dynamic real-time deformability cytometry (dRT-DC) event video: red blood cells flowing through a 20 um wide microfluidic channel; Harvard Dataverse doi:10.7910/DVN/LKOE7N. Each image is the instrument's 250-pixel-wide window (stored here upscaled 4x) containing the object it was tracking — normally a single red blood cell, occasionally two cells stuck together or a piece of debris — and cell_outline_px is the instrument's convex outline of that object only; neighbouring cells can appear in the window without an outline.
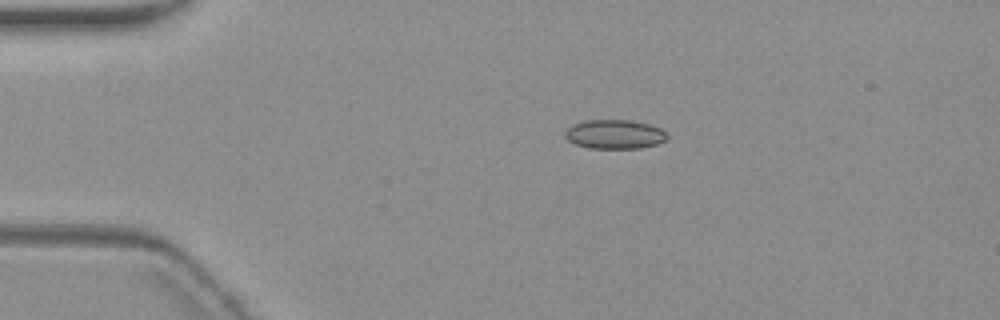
{"species": "common noctule bat (a hibernating species)", "species_latin": "Nyctalus noctula", "temperature_condition": "warm", "stored_images_in_passage": 7, "camera_frame_rate_fps": 3000, "um_per_image_px": 0.085, "animal": {"sex": "female", "body_mass_g": 19.3, "forearm_length_mm": 54.1}, "frame": {"image": 1, "passage_image": 2, "time_ms": 1.0, "image_size_px": [1000, 320], "cell_outline_px": [[668, 140], [656, 144], [640, 148], [588, 148], [576, 144], [568, 140], [564, 136], [564, 132], [572, 124], [584, 120], [628, 120], [648, 124], [660, 128], [668, 136]], "centroid_in_image_um": [52.22, 11.41], "position_along_channel_um": 32.8, "area_um2": 17.34}}
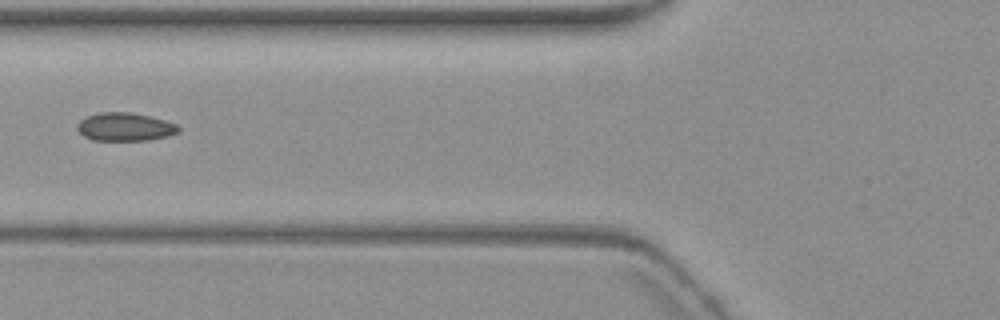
{"frame": {"image": 2, "passage_image": 5, "time_ms": 4.667, "image_size_px": [1000, 320], "cell_outline_px": [[180, 132], [168, 136], [148, 140], [92, 140], [84, 136], [76, 128], [76, 124], [80, 120], [88, 116], [100, 112], [132, 112], [164, 120], [176, 124], [180, 128]], "centroid_in_image_um": [10.62, 10.78], "position_along_channel_um": 115.2, "area_um2": 16.65}}
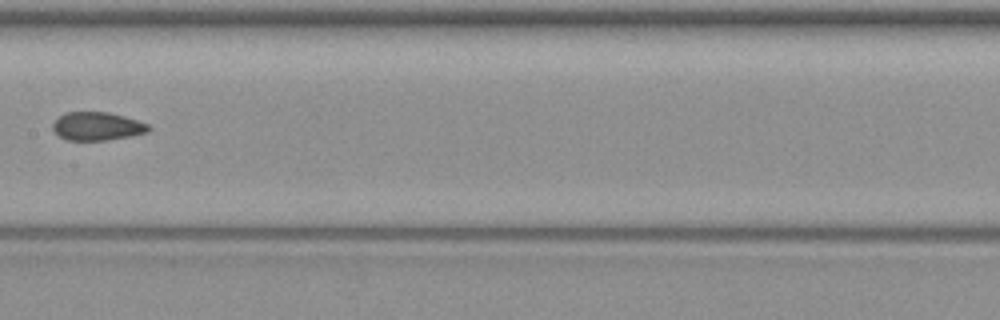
{"frame": {"image": 3, "passage_image": 7, "time_ms": 7.0, "image_size_px": [1000, 320], "cell_outline_px": [[152, 128], [148, 132], [108, 140], [68, 140], [60, 136], [52, 128], [52, 124], [60, 116], [68, 112], [108, 112], [124, 116], [148, 124]], "centroid_in_image_um": [8.27, 10.73], "position_along_channel_um": 199.1, "area_um2": 15.61}}